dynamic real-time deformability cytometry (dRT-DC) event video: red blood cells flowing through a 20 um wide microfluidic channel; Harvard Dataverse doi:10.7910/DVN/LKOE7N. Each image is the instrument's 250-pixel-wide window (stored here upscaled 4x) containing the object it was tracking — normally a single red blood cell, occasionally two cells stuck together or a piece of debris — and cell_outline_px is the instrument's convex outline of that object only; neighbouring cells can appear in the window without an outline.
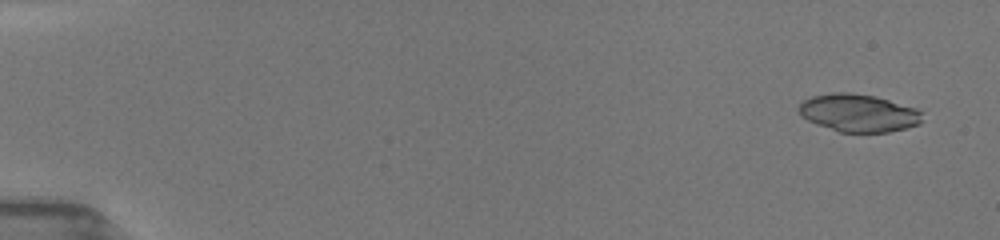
{"species": "common noctule bat (a hibernating species)", "species_latin": "Nyctalus noctula", "temperature_condition": "room temperature", "stored_images_in_passage": 11, "camera_frame_rate_fps": 3000, "um_per_image_px": 0.085, "animal": {"sex": "female", "body_mass_g": 19.5, "forearm_length_mm": 54.1}, "frame": {"image": 1, "passage_image": 2, "time_ms": 0.667, "image_size_px": [1000, 240], "cell_outline_px": [[924, 112], [920, 124], [888, 132], [840, 132], [816, 124], [800, 116], [796, 108], [804, 100], [812, 96], [832, 92], [848, 92], [876, 96], [916, 108]], "centroid_in_image_um": [72.96, 9.59], "position_along_channel_um": 12.0, "area_um2": 27.34}}
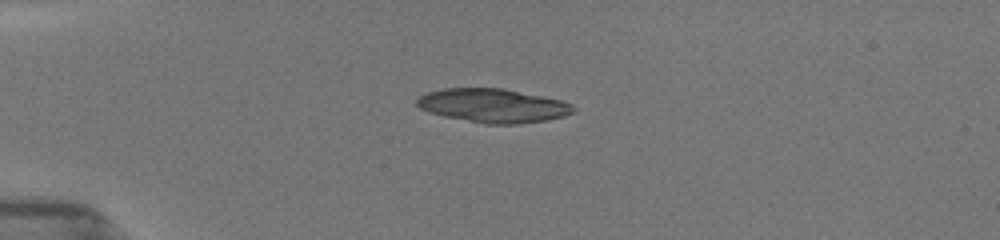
{"frame": {"image": 2, "passage_image": 9, "time_ms": 4.333, "image_size_px": [1000, 240], "cell_outline_px": [[576, 108], [572, 112], [564, 116], [548, 120], [516, 124], [484, 124], [444, 116], [428, 112], [420, 108], [416, 104], [416, 100], [420, 96], [428, 92], [444, 88], [504, 88], [560, 100], [572, 104]], "centroid_in_image_um": [41.9, 8.98], "position_along_channel_um": 43.1, "area_um2": 30.81}}